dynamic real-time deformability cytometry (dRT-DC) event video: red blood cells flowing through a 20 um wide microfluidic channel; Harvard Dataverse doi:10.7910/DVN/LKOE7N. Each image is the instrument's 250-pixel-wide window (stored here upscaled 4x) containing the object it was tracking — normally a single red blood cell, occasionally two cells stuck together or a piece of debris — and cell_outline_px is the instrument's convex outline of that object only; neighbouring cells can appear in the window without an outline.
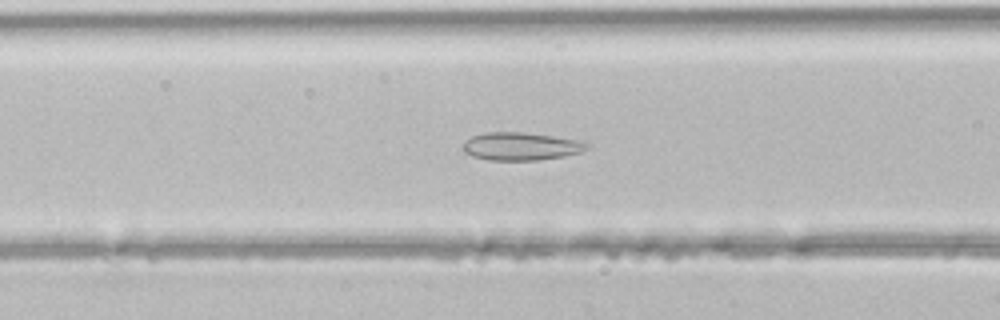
{"species": "common noctule bat (a hibernating species)", "species_latin": "Nyctalus noctula", "temperature_condition": "room temperature", "stored_images_in_passage": 34, "camera_frame_rate_fps": 3000, "um_per_image_px": 0.085, "animal": {"sex": "male", "body_mass_g": 21.5, "forearm_length_mm": 52.0}, "frame": {"image": 1, "passage_image": 15, "time_ms": 4.667, "image_size_px": [1000, 320], "cell_outline_px": [[588, 148], [580, 152], [564, 156], [536, 160], [488, 160], [472, 156], [464, 152], [464, 144], [472, 136], [484, 132], [524, 132], [580, 140], [588, 144]], "centroid_in_image_um": [44.28, 12.43], "position_along_channel_um": 122.3, "area_um2": 20.0}}
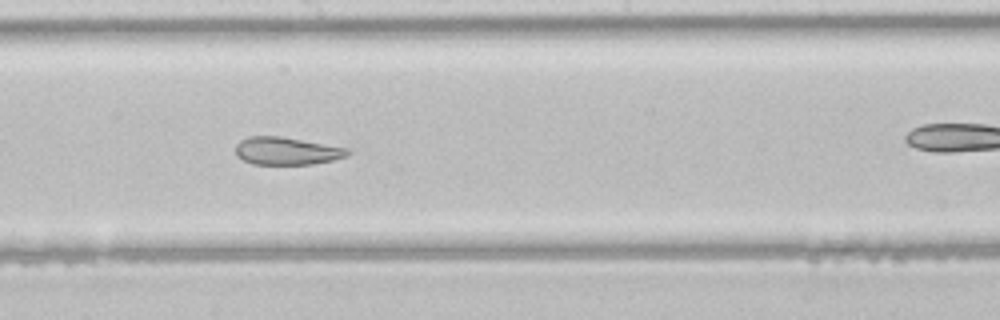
{"frame": {"image": 2, "passage_image": 22, "time_ms": 7.0, "image_size_px": [1000, 320], "cell_outline_px": [[352, 152], [348, 156], [332, 160], [312, 164], [252, 164], [236, 156], [236, 144], [240, 140], [248, 136], [280, 136], [348, 148]], "centroid_in_image_um": [24.37, 12.83], "position_along_channel_um": 223.8, "area_um2": 18.09}}
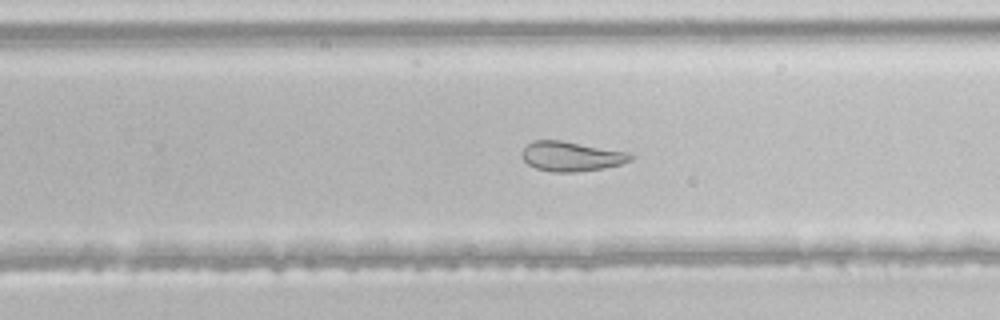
{"frame": {"image": 3, "passage_image": 26, "time_ms": 8.333, "image_size_px": [1000, 320], "cell_outline_px": [[632, 160], [620, 164], [604, 168], [576, 172], [552, 172], [536, 168], [528, 164], [520, 156], [524, 148], [532, 140], [560, 140], [628, 152], [632, 156]], "centroid_in_image_um": [48.53, 13.29], "position_along_channel_um": 281.3, "area_um2": 18.73}}